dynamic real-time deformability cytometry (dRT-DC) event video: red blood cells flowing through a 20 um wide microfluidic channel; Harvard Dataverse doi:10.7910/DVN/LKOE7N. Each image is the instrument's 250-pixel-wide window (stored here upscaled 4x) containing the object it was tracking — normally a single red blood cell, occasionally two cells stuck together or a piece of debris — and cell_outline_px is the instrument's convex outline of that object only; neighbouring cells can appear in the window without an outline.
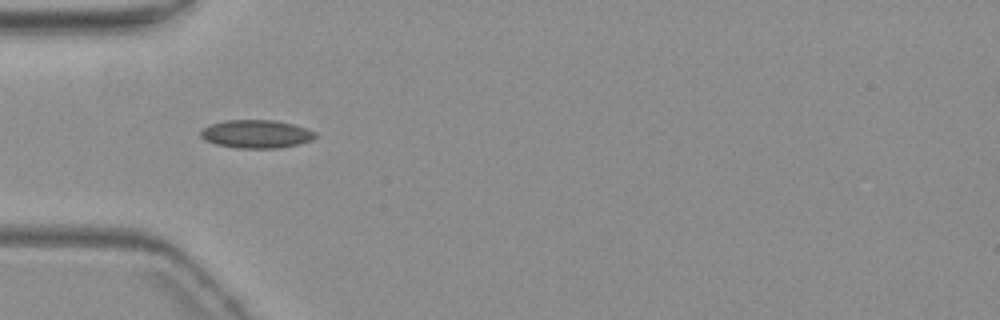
{"species": "common noctule bat (a hibernating species)", "species_latin": "Nyctalus noctula", "temperature_condition": "warm", "stored_images_in_passage": 7, "camera_frame_rate_fps": 3000, "um_per_image_px": 0.085, "animal": {"sex": "female", "body_mass_g": 19.3, "forearm_length_mm": 54.1}, "frame": {"image": 1, "passage_image": 4, "time_ms": 3.333, "image_size_px": [1000, 320], "cell_outline_px": [[316, 136], [312, 140], [300, 144], [276, 148], [236, 148], [216, 144], [204, 140], [200, 136], [200, 132], [208, 124], [224, 120], [272, 120], [292, 124], [316, 132]], "centroid_in_image_um": [21.75, 11.39], "position_along_channel_um": 63.3, "area_um2": 18.84}}
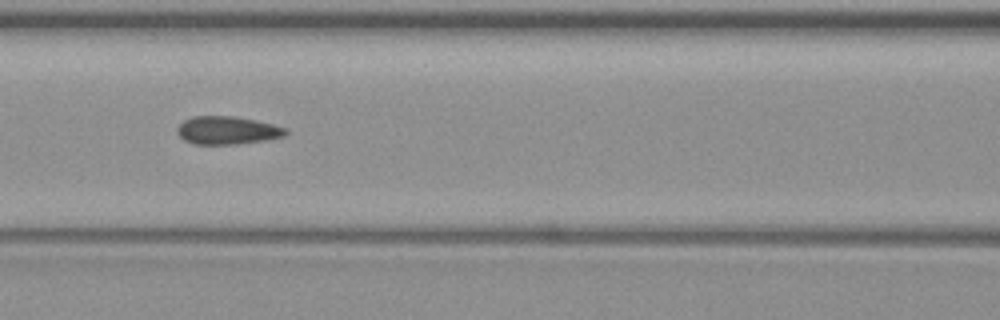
{"frame": {"image": 2, "passage_image": 6, "time_ms": 5.667, "image_size_px": [1000, 320], "cell_outline_px": [[288, 132], [284, 136], [268, 140], [236, 144], [192, 144], [184, 140], [176, 132], [176, 128], [184, 120], [192, 116], [236, 116], [256, 120], [288, 128]], "centroid_in_image_um": [19.33, 11.08], "position_along_channel_um": 147.3, "area_um2": 17.92}}
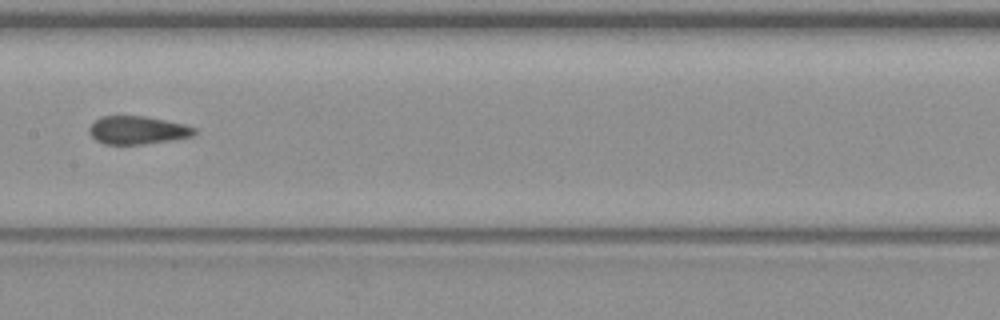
{"frame": {"image": 3, "passage_image": 7, "time_ms": 7.0, "image_size_px": [1000, 320], "cell_outline_px": [[196, 132], [192, 136], [176, 140], [144, 144], [104, 144], [96, 140], [88, 132], [88, 128], [100, 116], [144, 116], [184, 124], [196, 128]], "centroid_in_image_um": [11.69, 11.07], "position_along_channel_um": 195.7, "area_um2": 17.28}}